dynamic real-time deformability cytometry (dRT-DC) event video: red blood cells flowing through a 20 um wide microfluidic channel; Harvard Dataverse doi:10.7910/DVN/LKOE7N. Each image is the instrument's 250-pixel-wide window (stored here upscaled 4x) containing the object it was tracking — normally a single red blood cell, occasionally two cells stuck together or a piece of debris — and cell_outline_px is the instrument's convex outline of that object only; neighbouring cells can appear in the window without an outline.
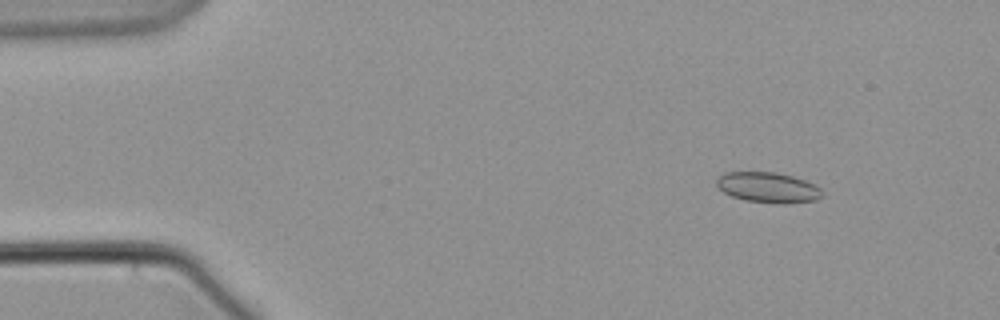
{"species": "common noctule bat (a hibernating species)", "species_latin": "Nyctalus noctula", "temperature_condition": "warm", "stored_images_in_passage": 13, "camera_frame_rate_fps": 3000, "um_per_image_px": 0.085, "animal": {"sex": "male", "body_mass_g": 21.5, "forearm_length_mm": 52.0}, "frame": {"image": 1, "passage_image": 2, "time_ms": 0.333, "image_size_px": [1000, 320], "cell_outline_px": [[824, 196], [816, 200], [744, 200], [732, 196], [724, 192], [716, 184], [716, 180], [724, 172], [776, 172], [792, 176], [816, 184], [824, 192]], "centroid_in_image_um": [65.26, 15.87], "position_along_channel_um": 19.7, "area_um2": 17.74}}